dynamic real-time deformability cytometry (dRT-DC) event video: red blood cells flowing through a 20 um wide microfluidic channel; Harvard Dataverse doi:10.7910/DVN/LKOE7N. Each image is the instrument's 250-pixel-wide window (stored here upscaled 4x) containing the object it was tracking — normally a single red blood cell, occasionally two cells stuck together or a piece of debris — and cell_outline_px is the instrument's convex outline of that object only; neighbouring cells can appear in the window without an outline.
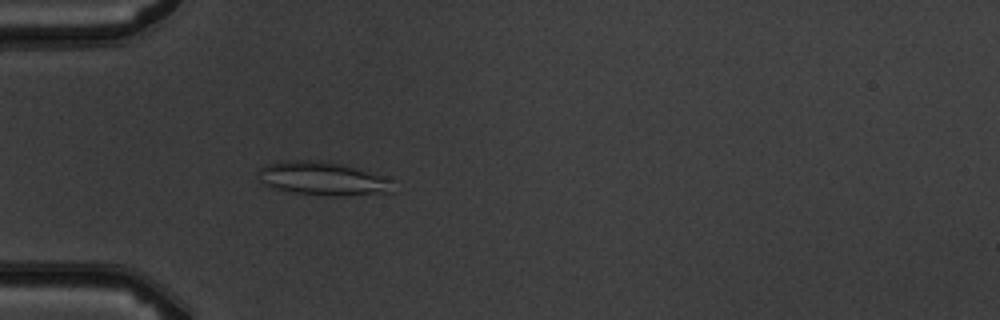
{"species": "common noctule bat (a hibernating species)", "species_latin": "Nyctalus noctula", "temperature_condition": "warm", "stored_images_in_passage": 5, "camera_frame_rate_fps": 3000, "um_per_image_px": 0.085, "animal": {"sex": "male", "body_mass_g": 19.5, "forearm_length_mm": 54.6}, "frame": {"image": 1, "passage_image": 5, "time_ms": 4.667, "image_size_px": [1000, 320], "cell_outline_px": [[396, 192], [336, 196], [328, 196], [296, 192], [276, 188], [264, 184], [256, 176], [260, 168], [268, 164], [284, 160], [328, 160], [344, 164], [388, 176], [392, 180]], "centroid_in_image_um": [27.52, 15.16], "position_along_channel_um": 57.5, "area_um2": 26.82}}